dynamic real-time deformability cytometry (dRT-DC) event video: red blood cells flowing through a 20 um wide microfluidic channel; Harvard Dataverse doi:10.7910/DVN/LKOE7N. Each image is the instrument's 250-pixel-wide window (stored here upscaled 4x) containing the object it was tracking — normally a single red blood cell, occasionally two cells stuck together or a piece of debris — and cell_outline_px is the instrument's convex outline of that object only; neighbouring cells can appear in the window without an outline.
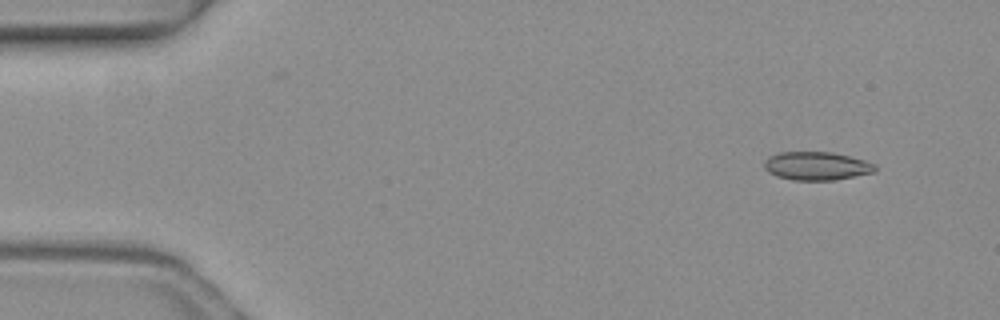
{"species": "common noctule bat (a hibernating species)", "species_latin": "Nyctalus noctula", "temperature_condition": "warm", "stored_images_in_passage": 5, "camera_frame_rate_fps": 3000, "um_per_image_px": 0.085, "animal": {"sex": "female", "body_mass_g": 19.3, "forearm_length_mm": 54.1}, "frame": {"image": 1, "passage_image": 2, "time_ms": 0.333, "image_size_px": [1000, 320], "cell_outline_px": [[876, 172], [832, 180], [792, 180], [776, 176], [768, 172], [764, 168], [764, 160], [768, 156], [780, 152], [832, 152], [864, 160], [876, 164]], "centroid_in_image_um": [69.39, 14.1], "position_along_channel_um": 15.6, "area_um2": 18.38}}
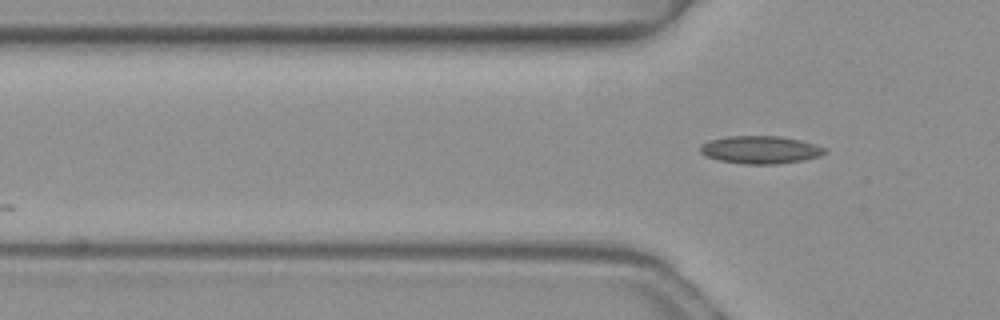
{"frame": {"image": 2, "passage_image": 5, "time_ms": 1.333, "image_size_px": [1000, 320], "cell_outline_px": [[828, 152], [820, 156], [804, 160], [776, 164], [744, 164], [720, 160], [708, 156], [700, 152], [700, 144], [708, 140], [728, 136], [780, 136], [800, 140], [824, 148]], "centroid_in_image_um": [64.62, 12.73], "position_along_channel_um": 61.2, "area_um2": 20.06}}